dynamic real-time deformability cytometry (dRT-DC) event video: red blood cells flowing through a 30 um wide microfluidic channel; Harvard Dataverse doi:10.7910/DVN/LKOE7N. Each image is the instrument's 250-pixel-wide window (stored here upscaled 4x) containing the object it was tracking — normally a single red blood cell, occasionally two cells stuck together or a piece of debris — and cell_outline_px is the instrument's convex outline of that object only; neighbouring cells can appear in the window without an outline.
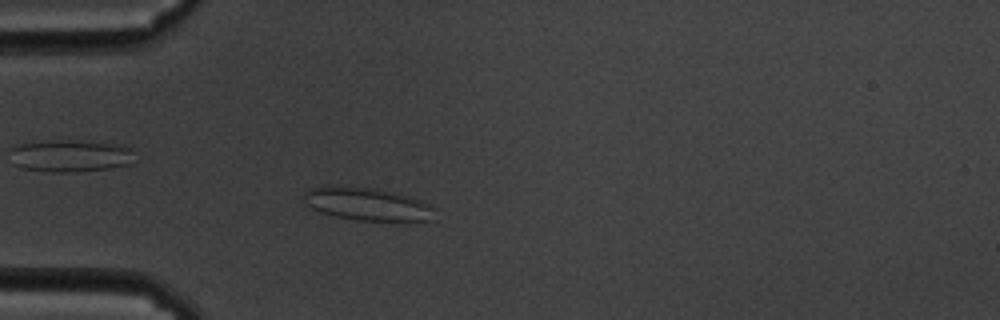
{"species": "common noctule bat (a hibernating species)", "species_latin": "Nyctalus noctula", "temperature_condition": "cold", "stored_images_in_passage": 55, "camera_frame_rate_fps": 3000, "um_per_image_px": 0.085, "animal": {"sex": "male", "body_mass_g": 19.5, "forearm_length_mm": 54.6}, "frame": {"image": 1, "passage_image": 13, "time_ms": 4.0, "image_size_px": [1000, 320], "cell_outline_px": [[432, 220], [408, 224], [356, 220], [336, 216], [320, 212], [304, 204], [304, 192], [308, 188], [324, 184], [336, 184], [368, 188], [396, 192], [420, 200], [428, 204], [432, 208]], "centroid_in_image_um": [31.2, 17.37], "position_along_channel_um": 53.8, "area_um2": 26.18}}
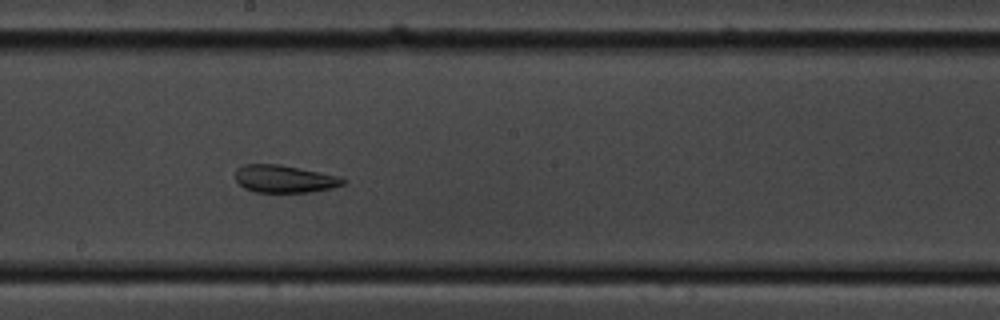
{"frame": {"image": 2, "passage_image": 29, "time_ms": 9.333, "image_size_px": [1000, 320], "cell_outline_px": [[348, 180], [344, 184], [332, 188], [308, 192], [256, 192], [244, 188], [236, 180], [236, 168], [244, 164], [276, 164], [340, 176]], "centroid_in_image_um": [24.18, 15.21], "position_along_channel_um": 224.0, "area_um2": 17.17}}
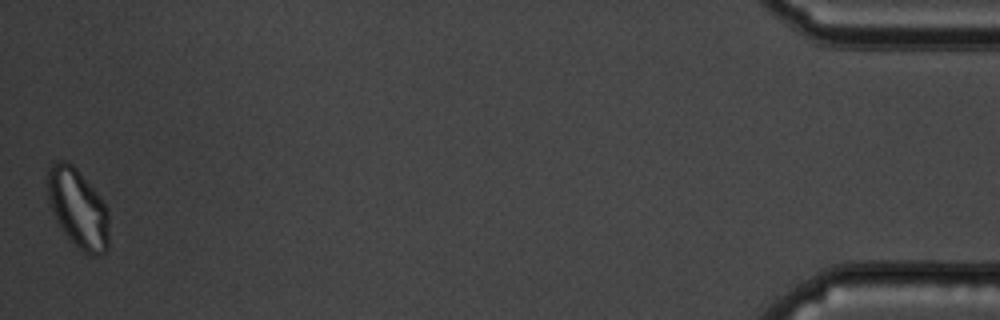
{"frame": {"image": 3, "passage_image": 55, "time_ms": 18.0, "image_size_px": [1000, 320], "cell_outline_px": [[108, 248], [100, 256], [92, 256], [84, 252], [60, 228], [56, 220], [48, 200], [48, 168], [56, 160], [64, 160], [72, 164], [80, 172], [100, 196], [108, 212]], "centroid_in_image_um": [6.63, 17.7], "position_along_channel_um": 428.6, "area_um2": 28.09}, "authors_computed_cell_mechanics": {"area_um2": 23.698, "velocity_mm_per_s": 3.3644, "shape_relaxation_time_tau1_ms": null, "shape_relaxation_time_tau2_ms": 2.771, "deformation_change_tau1": null, "deformation_change_tau2": 0.0863}}